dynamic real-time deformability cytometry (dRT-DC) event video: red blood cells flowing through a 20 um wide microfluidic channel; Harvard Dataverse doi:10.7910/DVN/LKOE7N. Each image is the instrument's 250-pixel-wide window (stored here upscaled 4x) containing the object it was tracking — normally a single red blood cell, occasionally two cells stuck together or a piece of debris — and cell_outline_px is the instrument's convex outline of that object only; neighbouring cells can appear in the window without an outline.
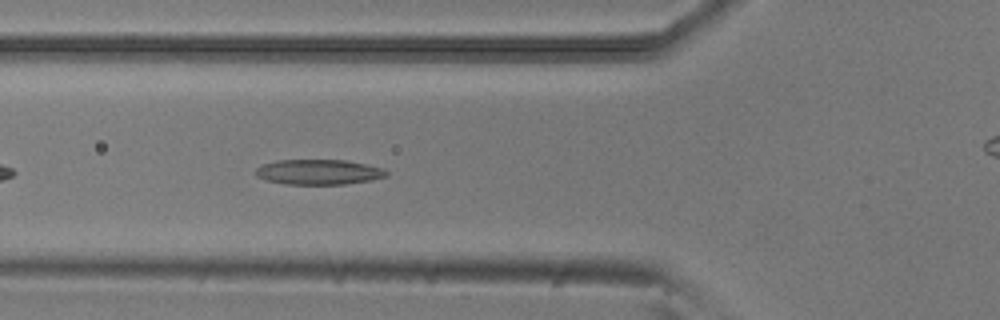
{"species": "common noctule bat (a hibernating species)", "species_latin": "Nyctalus noctula", "temperature_condition": "room temperature", "stored_images_in_passage": 7, "camera_frame_rate_fps": 3000, "um_per_image_px": 0.085, "animal": {"sex": "male", "body_mass_g": 20.5, "forearm_length_mm": 52.5}, "frame": {"image": 1, "passage_image": 6, "time_ms": 1.667, "image_size_px": [1000, 320], "cell_outline_px": [[388, 176], [372, 180], [344, 184], [284, 184], [264, 180], [256, 176], [256, 168], [264, 164], [276, 160], [348, 160], [368, 164], [384, 168], [388, 172]], "centroid_in_image_um": [27.12, 14.62], "position_along_channel_um": 98.7, "area_um2": 19.36}}